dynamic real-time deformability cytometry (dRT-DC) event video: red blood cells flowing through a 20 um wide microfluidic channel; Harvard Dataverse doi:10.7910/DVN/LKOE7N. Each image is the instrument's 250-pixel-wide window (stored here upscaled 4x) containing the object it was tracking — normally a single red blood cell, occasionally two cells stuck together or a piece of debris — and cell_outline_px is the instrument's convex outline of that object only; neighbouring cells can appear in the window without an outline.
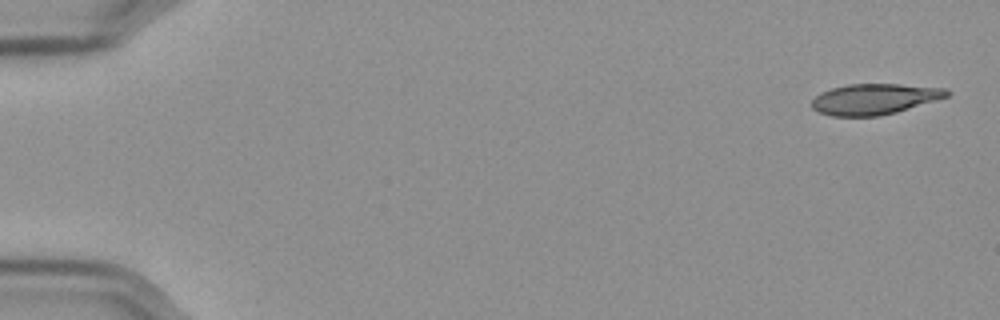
{"species": "Egyptian fruit bat (a non-hibernating species)", "species_latin": "Rousettus aegyptiacus", "temperature_condition": "cold", "stored_images_in_passage": 16, "camera_frame_rate_fps": 3000, "um_per_image_px": 0.085, "frame": {"image": 1, "passage_image": 1, "time_ms": 0.0, "image_size_px": [1000, 320], "cell_outline_px": [[952, 92], [948, 96], [936, 100], [896, 112], [876, 116], [832, 116], [820, 112], [812, 108], [812, 100], [820, 92], [832, 88], [848, 84], [900, 84], [948, 88]], "centroid_in_image_um": [74.35, 8.41], "position_along_channel_um": 10.7, "area_um2": 24.16}}